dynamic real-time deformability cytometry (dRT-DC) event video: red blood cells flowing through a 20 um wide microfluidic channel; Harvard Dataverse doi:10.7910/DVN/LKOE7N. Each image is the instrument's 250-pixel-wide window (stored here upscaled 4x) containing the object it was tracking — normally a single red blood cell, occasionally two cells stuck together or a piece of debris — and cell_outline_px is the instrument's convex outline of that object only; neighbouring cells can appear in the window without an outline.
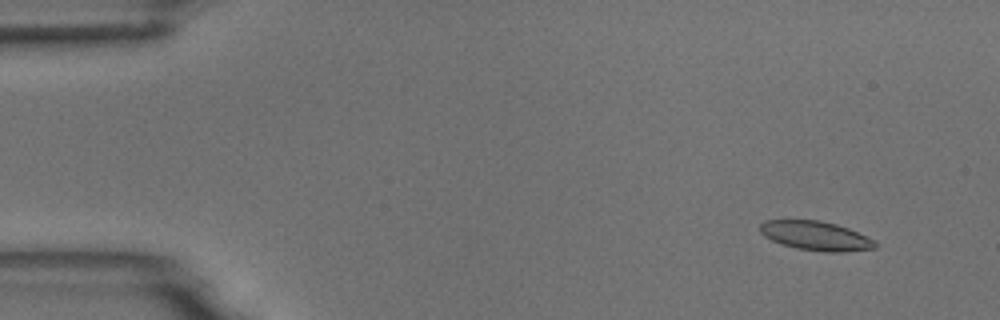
{"species": "common noctule bat (a hibernating species)", "species_latin": "Nyctalus noctula", "temperature_condition": "room temperature", "stored_images_in_passage": 11, "camera_frame_rate_fps": 3000, "um_per_image_px": 0.085, "animal": {"sex": "male", "body_mass_g": 18.8}, "frame": {"image": 1, "passage_image": 5, "time_ms": 1.333, "image_size_px": [1000, 320], "cell_outline_px": [[876, 248], [844, 252], [824, 252], [796, 248], [780, 244], [764, 236], [760, 232], [760, 224], [764, 220], [820, 220], [836, 224], [848, 228], [872, 240], [876, 244]], "centroid_in_image_um": [69.29, 20.04], "position_along_channel_um": 15.7, "area_um2": 19.48}}